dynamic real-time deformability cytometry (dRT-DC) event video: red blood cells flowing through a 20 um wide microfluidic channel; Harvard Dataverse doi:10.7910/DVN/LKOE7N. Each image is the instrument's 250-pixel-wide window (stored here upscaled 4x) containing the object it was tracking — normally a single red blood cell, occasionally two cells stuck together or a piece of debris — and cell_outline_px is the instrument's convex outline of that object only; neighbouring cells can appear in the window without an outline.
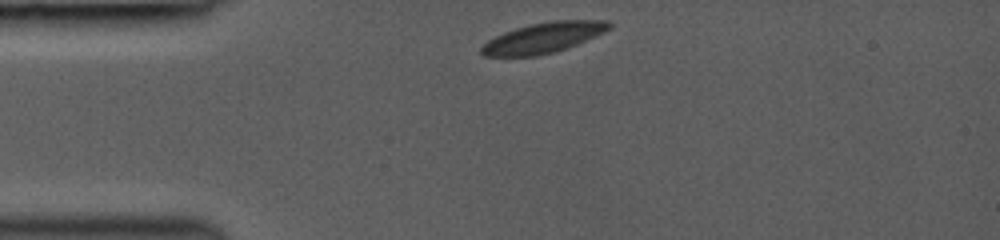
{"species": "common noctule bat (a hibernating species)", "species_latin": "Nyctalus noctula", "temperature_condition": "room temperature", "stored_images_in_passage": 3, "camera_frame_rate_fps": 3000, "um_per_image_px": 0.085, "animal": {"sex": "female", "body_mass_g": 19.0, "forearm_length_mm": 53.3}, "frame": {"image": 1, "passage_image": 1, "time_ms": 0.0, "image_size_px": [1000, 240], "cell_outline_px": [[612, 28], [604, 32], [568, 48], [536, 56], [484, 56], [480, 52], [480, 48], [488, 40], [504, 32], [528, 24], [552, 20], [608, 20], [612, 24]], "centroid_in_image_um": [46.2, 3.19], "position_along_channel_um": 38.8, "area_um2": 22.66}}